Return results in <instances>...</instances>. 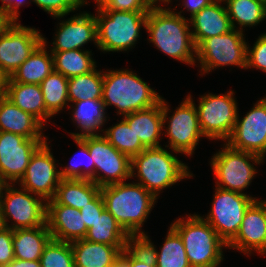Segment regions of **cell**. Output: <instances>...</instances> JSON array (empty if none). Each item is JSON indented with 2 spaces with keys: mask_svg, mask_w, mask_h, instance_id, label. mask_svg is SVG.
<instances>
[{
  "mask_svg": "<svg viewBox=\"0 0 266 267\" xmlns=\"http://www.w3.org/2000/svg\"><path fill=\"white\" fill-rule=\"evenodd\" d=\"M182 11H172L170 7H150L145 29L149 41L164 54L173 59L194 65L196 46L191 35L189 19L181 15Z\"/></svg>",
  "mask_w": 266,
  "mask_h": 267,
  "instance_id": "obj_1",
  "label": "cell"
},
{
  "mask_svg": "<svg viewBox=\"0 0 266 267\" xmlns=\"http://www.w3.org/2000/svg\"><path fill=\"white\" fill-rule=\"evenodd\" d=\"M105 209L127 234H145L141 228L157 198L138 183L121 182L101 187Z\"/></svg>",
  "mask_w": 266,
  "mask_h": 267,
  "instance_id": "obj_2",
  "label": "cell"
},
{
  "mask_svg": "<svg viewBox=\"0 0 266 267\" xmlns=\"http://www.w3.org/2000/svg\"><path fill=\"white\" fill-rule=\"evenodd\" d=\"M172 153L162 146L145 148L131 158V178L137 176L138 184L158 198L161 190L193 177L189 167Z\"/></svg>",
  "mask_w": 266,
  "mask_h": 267,
  "instance_id": "obj_3",
  "label": "cell"
},
{
  "mask_svg": "<svg viewBox=\"0 0 266 267\" xmlns=\"http://www.w3.org/2000/svg\"><path fill=\"white\" fill-rule=\"evenodd\" d=\"M161 97L147 82L127 69L104 72L102 101L114 105L118 115H127L157 105Z\"/></svg>",
  "mask_w": 266,
  "mask_h": 267,
  "instance_id": "obj_4",
  "label": "cell"
},
{
  "mask_svg": "<svg viewBox=\"0 0 266 267\" xmlns=\"http://www.w3.org/2000/svg\"><path fill=\"white\" fill-rule=\"evenodd\" d=\"M176 219L170 226L180 235L191 267H218L227 244L202 216Z\"/></svg>",
  "mask_w": 266,
  "mask_h": 267,
  "instance_id": "obj_5",
  "label": "cell"
},
{
  "mask_svg": "<svg viewBox=\"0 0 266 267\" xmlns=\"http://www.w3.org/2000/svg\"><path fill=\"white\" fill-rule=\"evenodd\" d=\"M97 47L102 52L127 51L136 44L146 26L148 11H115L97 6Z\"/></svg>",
  "mask_w": 266,
  "mask_h": 267,
  "instance_id": "obj_6",
  "label": "cell"
},
{
  "mask_svg": "<svg viewBox=\"0 0 266 267\" xmlns=\"http://www.w3.org/2000/svg\"><path fill=\"white\" fill-rule=\"evenodd\" d=\"M0 209L4 227L12 230L46 224L47 202L26 189L15 188L11 183L0 187ZM9 218L14 222L11 225L8 224Z\"/></svg>",
  "mask_w": 266,
  "mask_h": 267,
  "instance_id": "obj_7",
  "label": "cell"
},
{
  "mask_svg": "<svg viewBox=\"0 0 266 267\" xmlns=\"http://www.w3.org/2000/svg\"><path fill=\"white\" fill-rule=\"evenodd\" d=\"M224 145L221 151L212 156L210 162L218 180L216 187L242 193L257 173L253 164L259 165L264 159L250 152L235 150L226 143Z\"/></svg>",
  "mask_w": 266,
  "mask_h": 267,
  "instance_id": "obj_8",
  "label": "cell"
},
{
  "mask_svg": "<svg viewBox=\"0 0 266 267\" xmlns=\"http://www.w3.org/2000/svg\"><path fill=\"white\" fill-rule=\"evenodd\" d=\"M160 101L162 102L163 126H165V123H168V127L164 129L167 133L164 135L168 137L170 146L165 145V147L171 149L175 154L184 153L185 155L192 156L200 137L204 135L200 129L196 104L191 95L189 94L181 102L170 117H167L170 110L169 105L162 98Z\"/></svg>",
  "mask_w": 266,
  "mask_h": 267,
  "instance_id": "obj_9",
  "label": "cell"
},
{
  "mask_svg": "<svg viewBox=\"0 0 266 267\" xmlns=\"http://www.w3.org/2000/svg\"><path fill=\"white\" fill-rule=\"evenodd\" d=\"M243 36L242 31L232 29L226 34L204 39L196 47V59L201 65V72L209 73L225 65L247 69V42Z\"/></svg>",
  "mask_w": 266,
  "mask_h": 267,
  "instance_id": "obj_10",
  "label": "cell"
},
{
  "mask_svg": "<svg viewBox=\"0 0 266 267\" xmlns=\"http://www.w3.org/2000/svg\"><path fill=\"white\" fill-rule=\"evenodd\" d=\"M233 91L223 95L205 94L196 106L199 125L204 137L226 140L230 137L239 111Z\"/></svg>",
  "mask_w": 266,
  "mask_h": 267,
  "instance_id": "obj_11",
  "label": "cell"
},
{
  "mask_svg": "<svg viewBox=\"0 0 266 267\" xmlns=\"http://www.w3.org/2000/svg\"><path fill=\"white\" fill-rule=\"evenodd\" d=\"M212 208L205 218L228 245L237 235L247 208L256 198L244 193L215 189Z\"/></svg>",
  "mask_w": 266,
  "mask_h": 267,
  "instance_id": "obj_12",
  "label": "cell"
},
{
  "mask_svg": "<svg viewBox=\"0 0 266 267\" xmlns=\"http://www.w3.org/2000/svg\"><path fill=\"white\" fill-rule=\"evenodd\" d=\"M80 138L87 144L95 165V184L104 187L131 178V158L119 152L101 133Z\"/></svg>",
  "mask_w": 266,
  "mask_h": 267,
  "instance_id": "obj_13",
  "label": "cell"
},
{
  "mask_svg": "<svg viewBox=\"0 0 266 267\" xmlns=\"http://www.w3.org/2000/svg\"><path fill=\"white\" fill-rule=\"evenodd\" d=\"M47 139L26 137L0 131V182L15 184L24 176L34 152Z\"/></svg>",
  "mask_w": 266,
  "mask_h": 267,
  "instance_id": "obj_14",
  "label": "cell"
},
{
  "mask_svg": "<svg viewBox=\"0 0 266 267\" xmlns=\"http://www.w3.org/2000/svg\"><path fill=\"white\" fill-rule=\"evenodd\" d=\"M38 30L14 21L0 35V70L9 78L43 42Z\"/></svg>",
  "mask_w": 266,
  "mask_h": 267,
  "instance_id": "obj_15",
  "label": "cell"
},
{
  "mask_svg": "<svg viewBox=\"0 0 266 267\" xmlns=\"http://www.w3.org/2000/svg\"><path fill=\"white\" fill-rule=\"evenodd\" d=\"M226 144L239 151L266 156V97L258 100L242 118L237 114L236 123Z\"/></svg>",
  "mask_w": 266,
  "mask_h": 267,
  "instance_id": "obj_16",
  "label": "cell"
},
{
  "mask_svg": "<svg viewBox=\"0 0 266 267\" xmlns=\"http://www.w3.org/2000/svg\"><path fill=\"white\" fill-rule=\"evenodd\" d=\"M55 162L46 141L32 155L26 172L19 181L20 187L43 198L46 202L52 200L62 180Z\"/></svg>",
  "mask_w": 266,
  "mask_h": 267,
  "instance_id": "obj_17",
  "label": "cell"
},
{
  "mask_svg": "<svg viewBox=\"0 0 266 267\" xmlns=\"http://www.w3.org/2000/svg\"><path fill=\"white\" fill-rule=\"evenodd\" d=\"M227 248L237 249L244 254L257 251L266 254V201L255 200L246 210L236 237Z\"/></svg>",
  "mask_w": 266,
  "mask_h": 267,
  "instance_id": "obj_18",
  "label": "cell"
},
{
  "mask_svg": "<svg viewBox=\"0 0 266 267\" xmlns=\"http://www.w3.org/2000/svg\"><path fill=\"white\" fill-rule=\"evenodd\" d=\"M53 47L50 52H62L83 48L93 41L98 45L97 21L95 15L84 12L59 23Z\"/></svg>",
  "mask_w": 266,
  "mask_h": 267,
  "instance_id": "obj_19",
  "label": "cell"
},
{
  "mask_svg": "<svg viewBox=\"0 0 266 267\" xmlns=\"http://www.w3.org/2000/svg\"><path fill=\"white\" fill-rule=\"evenodd\" d=\"M46 223L51 238L58 241L84 239L88 230L79 209L61 204H47Z\"/></svg>",
  "mask_w": 266,
  "mask_h": 267,
  "instance_id": "obj_20",
  "label": "cell"
},
{
  "mask_svg": "<svg viewBox=\"0 0 266 267\" xmlns=\"http://www.w3.org/2000/svg\"><path fill=\"white\" fill-rule=\"evenodd\" d=\"M222 2H224V0H216L211 5L203 8L196 15L189 18V23L194 29L191 31V35L196 47L204 39L226 34L233 29L227 8L221 5Z\"/></svg>",
  "mask_w": 266,
  "mask_h": 267,
  "instance_id": "obj_21",
  "label": "cell"
},
{
  "mask_svg": "<svg viewBox=\"0 0 266 267\" xmlns=\"http://www.w3.org/2000/svg\"><path fill=\"white\" fill-rule=\"evenodd\" d=\"M43 125L30 113L21 110L5 96L0 98V131L22 135L27 139H47Z\"/></svg>",
  "mask_w": 266,
  "mask_h": 267,
  "instance_id": "obj_22",
  "label": "cell"
},
{
  "mask_svg": "<svg viewBox=\"0 0 266 267\" xmlns=\"http://www.w3.org/2000/svg\"><path fill=\"white\" fill-rule=\"evenodd\" d=\"M130 129L146 148L159 147V137L164 129L162 102L157 105L123 116Z\"/></svg>",
  "mask_w": 266,
  "mask_h": 267,
  "instance_id": "obj_23",
  "label": "cell"
},
{
  "mask_svg": "<svg viewBox=\"0 0 266 267\" xmlns=\"http://www.w3.org/2000/svg\"><path fill=\"white\" fill-rule=\"evenodd\" d=\"M75 267H113L125 246H111L79 239L71 242Z\"/></svg>",
  "mask_w": 266,
  "mask_h": 267,
  "instance_id": "obj_24",
  "label": "cell"
},
{
  "mask_svg": "<svg viewBox=\"0 0 266 267\" xmlns=\"http://www.w3.org/2000/svg\"><path fill=\"white\" fill-rule=\"evenodd\" d=\"M5 97L21 110L33 115L43 125L50 117H53L46 110L40 85L16 83L9 77Z\"/></svg>",
  "mask_w": 266,
  "mask_h": 267,
  "instance_id": "obj_25",
  "label": "cell"
},
{
  "mask_svg": "<svg viewBox=\"0 0 266 267\" xmlns=\"http://www.w3.org/2000/svg\"><path fill=\"white\" fill-rule=\"evenodd\" d=\"M46 41V38H43V42L13 73L10 78L14 82L40 85L54 71L53 56L47 51Z\"/></svg>",
  "mask_w": 266,
  "mask_h": 267,
  "instance_id": "obj_26",
  "label": "cell"
},
{
  "mask_svg": "<svg viewBox=\"0 0 266 267\" xmlns=\"http://www.w3.org/2000/svg\"><path fill=\"white\" fill-rule=\"evenodd\" d=\"M100 189L91 180L62 179L54 198L47 201V204H61L80 210L100 193Z\"/></svg>",
  "mask_w": 266,
  "mask_h": 267,
  "instance_id": "obj_27",
  "label": "cell"
},
{
  "mask_svg": "<svg viewBox=\"0 0 266 267\" xmlns=\"http://www.w3.org/2000/svg\"><path fill=\"white\" fill-rule=\"evenodd\" d=\"M51 239L47 223L36 228L13 230V248L15 259L40 260L45 245Z\"/></svg>",
  "mask_w": 266,
  "mask_h": 267,
  "instance_id": "obj_28",
  "label": "cell"
},
{
  "mask_svg": "<svg viewBox=\"0 0 266 267\" xmlns=\"http://www.w3.org/2000/svg\"><path fill=\"white\" fill-rule=\"evenodd\" d=\"M72 110V121L78 125L81 133H70L71 137H82L87 135H99L98 129L106 123L107 116L102 100H85L74 102Z\"/></svg>",
  "mask_w": 266,
  "mask_h": 267,
  "instance_id": "obj_29",
  "label": "cell"
},
{
  "mask_svg": "<svg viewBox=\"0 0 266 267\" xmlns=\"http://www.w3.org/2000/svg\"><path fill=\"white\" fill-rule=\"evenodd\" d=\"M225 2V3H224ZM233 29L256 26L266 18V0H224ZM236 21V22H235ZM243 27V28H242Z\"/></svg>",
  "mask_w": 266,
  "mask_h": 267,
  "instance_id": "obj_30",
  "label": "cell"
},
{
  "mask_svg": "<svg viewBox=\"0 0 266 267\" xmlns=\"http://www.w3.org/2000/svg\"><path fill=\"white\" fill-rule=\"evenodd\" d=\"M127 236L128 234L118 224L114 216L104 209L87 230L84 239L111 246H125Z\"/></svg>",
  "mask_w": 266,
  "mask_h": 267,
  "instance_id": "obj_31",
  "label": "cell"
},
{
  "mask_svg": "<svg viewBox=\"0 0 266 267\" xmlns=\"http://www.w3.org/2000/svg\"><path fill=\"white\" fill-rule=\"evenodd\" d=\"M51 53L54 71L61 73L66 78L86 74L97 67L89 50L75 49Z\"/></svg>",
  "mask_w": 266,
  "mask_h": 267,
  "instance_id": "obj_32",
  "label": "cell"
},
{
  "mask_svg": "<svg viewBox=\"0 0 266 267\" xmlns=\"http://www.w3.org/2000/svg\"><path fill=\"white\" fill-rule=\"evenodd\" d=\"M103 71L96 68L86 74L68 78V101L102 100Z\"/></svg>",
  "mask_w": 266,
  "mask_h": 267,
  "instance_id": "obj_33",
  "label": "cell"
},
{
  "mask_svg": "<svg viewBox=\"0 0 266 267\" xmlns=\"http://www.w3.org/2000/svg\"><path fill=\"white\" fill-rule=\"evenodd\" d=\"M46 110L53 116L63 110L68 101V78L53 71L41 83Z\"/></svg>",
  "mask_w": 266,
  "mask_h": 267,
  "instance_id": "obj_34",
  "label": "cell"
},
{
  "mask_svg": "<svg viewBox=\"0 0 266 267\" xmlns=\"http://www.w3.org/2000/svg\"><path fill=\"white\" fill-rule=\"evenodd\" d=\"M103 133L102 135L109 143L130 158L141 153L146 148L124 119L105 129Z\"/></svg>",
  "mask_w": 266,
  "mask_h": 267,
  "instance_id": "obj_35",
  "label": "cell"
},
{
  "mask_svg": "<svg viewBox=\"0 0 266 267\" xmlns=\"http://www.w3.org/2000/svg\"><path fill=\"white\" fill-rule=\"evenodd\" d=\"M160 251L156 267H191L180 235L170 226Z\"/></svg>",
  "mask_w": 266,
  "mask_h": 267,
  "instance_id": "obj_36",
  "label": "cell"
},
{
  "mask_svg": "<svg viewBox=\"0 0 266 267\" xmlns=\"http://www.w3.org/2000/svg\"><path fill=\"white\" fill-rule=\"evenodd\" d=\"M39 261L41 267H75L71 243L51 238Z\"/></svg>",
  "mask_w": 266,
  "mask_h": 267,
  "instance_id": "obj_37",
  "label": "cell"
},
{
  "mask_svg": "<svg viewBox=\"0 0 266 267\" xmlns=\"http://www.w3.org/2000/svg\"><path fill=\"white\" fill-rule=\"evenodd\" d=\"M125 250L138 262L156 265L157 250L147 234H128Z\"/></svg>",
  "mask_w": 266,
  "mask_h": 267,
  "instance_id": "obj_38",
  "label": "cell"
},
{
  "mask_svg": "<svg viewBox=\"0 0 266 267\" xmlns=\"http://www.w3.org/2000/svg\"><path fill=\"white\" fill-rule=\"evenodd\" d=\"M72 139L75 140L76 144L80 147V150H81L80 153H82L83 156L85 155L86 156L85 158L88 159V161H86L87 162L86 165L88 167L85 166V164L82 165V162H80V163L77 162L76 161L77 155H75L72 158V160L70 161V165L68 167L66 166L62 170H59L62 179L91 180L95 183V165H94V163H92V159H91V156L89 154L87 144L80 137H73ZM73 159L76 161V163L74 162ZM83 166H84V168H83Z\"/></svg>",
  "mask_w": 266,
  "mask_h": 267,
  "instance_id": "obj_39",
  "label": "cell"
},
{
  "mask_svg": "<svg viewBox=\"0 0 266 267\" xmlns=\"http://www.w3.org/2000/svg\"><path fill=\"white\" fill-rule=\"evenodd\" d=\"M42 10L55 18H62L70 12L88 4L87 0H31Z\"/></svg>",
  "mask_w": 266,
  "mask_h": 267,
  "instance_id": "obj_40",
  "label": "cell"
},
{
  "mask_svg": "<svg viewBox=\"0 0 266 267\" xmlns=\"http://www.w3.org/2000/svg\"><path fill=\"white\" fill-rule=\"evenodd\" d=\"M253 48L247 45V66L266 72V33L260 35Z\"/></svg>",
  "mask_w": 266,
  "mask_h": 267,
  "instance_id": "obj_41",
  "label": "cell"
},
{
  "mask_svg": "<svg viewBox=\"0 0 266 267\" xmlns=\"http://www.w3.org/2000/svg\"><path fill=\"white\" fill-rule=\"evenodd\" d=\"M101 9L115 11H149L150 5L146 0H94Z\"/></svg>",
  "mask_w": 266,
  "mask_h": 267,
  "instance_id": "obj_42",
  "label": "cell"
},
{
  "mask_svg": "<svg viewBox=\"0 0 266 267\" xmlns=\"http://www.w3.org/2000/svg\"><path fill=\"white\" fill-rule=\"evenodd\" d=\"M14 258L13 230L3 227L0 230V267H6Z\"/></svg>",
  "mask_w": 266,
  "mask_h": 267,
  "instance_id": "obj_43",
  "label": "cell"
},
{
  "mask_svg": "<svg viewBox=\"0 0 266 267\" xmlns=\"http://www.w3.org/2000/svg\"><path fill=\"white\" fill-rule=\"evenodd\" d=\"M104 209L105 204L101 193H99L92 201L80 209L83 222L85 223L87 229L92 226Z\"/></svg>",
  "mask_w": 266,
  "mask_h": 267,
  "instance_id": "obj_44",
  "label": "cell"
},
{
  "mask_svg": "<svg viewBox=\"0 0 266 267\" xmlns=\"http://www.w3.org/2000/svg\"><path fill=\"white\" fill-rule=\"evenodd\" d=\"M1 2L2 5L0 6V9H3L13 21H18L19 7L23 5L26 0H1Z\"/></svg>",
  "mask_w": 266,
  "mask_h": 267,
  "instance_id": "obj_45",
  "label": "cell"
},
{
  "mask_svg": "<svg viewBox=\"0 0 266 267\" xmlns=\"http://www.w3.org/2000/svg\"><path fill=\"white\" fill-rule=\"evenodd\" d=\"M216 0H184L183 6L190 12V16L193 17L203 8L211 5Z\"/></svg>",
  "mask_w": 266,
  "mask_h": 267,
  "instance_id": "obj_46",
  "label": "cell"
},
{
  "mask_svg": "<svg viewBox=\"0 0 266 267\" xmlns=\"http://www.w3.org/2000/svg\"><path fill=\"white\" fill-rule=\"evenodd\" d=\"M120 257L129 265V267H156V265H148L136 261L126 250L121 253Z\"/></svg>",
  "mask_w": 266,
  "mask_h": 267,
  "instance_id": "obj_47",
  "label": "cell"
},
{
  "mask_svg": "<svg viewBox=\"0 0 266 267\" xmlns=\"http://www.w3.org/2000/svg\"><path fill=\"white\" fill-rule=\"evenodd\" d=\"M6 267H41L40 261L13 259Z\"/></svg>",
  "mask_w": 266,
  "mask_h": 267,
  "instance_id": "obj_48",
  "label": "cell"
},
{
  "mask_svg": "<svg viewBox=\"0 0 266 267\" xmlns=\"http://www.w3.org/2000/svg\"><path fill=\"white\" fill-rule=\"evenodd\" d=\"M13 22L14 21L6 14V12L3 9H0V35L3 34Z\"/></svg>",
  "mask_w": 266,
  "mask_h": 267,
  "instance_id": "obj_49",
  "label": "cell"
},
{
  "mask_svg": "<svg viewBox=\"0 0 266 267\" xmlns=\"http://www.w3.org/2000/svg\"><path fill=\"white\" fill-rule=\"evenodd\" d=\"M8 77L0 70V98L5 96Z\"/></svg>",
  "mask_w": 266,
  "mask_h": 267,
  "instance_id": "obj_50",
  "label": "cell"
},
{
  "mask_svg": "<svg viewBox=\"0 0 266 267\" xmlns=\"http://www.w3.org/2000/svg\"><path fill=\"white\" fill-rule=\"evenodd\" d=\"M148 2V4L151 6V7H157V6H160V5H157V3L159 2H164V4H168V3H171L172 0H146Z\"/></svg>",
  "mask_w": 266,
  "mask_h": 267,
  "instance_id": "obj_51",
  "label": "cell"
},
{
  "mask_svg": "<svg viewBox=\"0 0 266 267\" xmlns=\"http://www.w3.org/2000/svg\"><path fill=\"white\" fill-rule=\"evenodd\" d=\"M113 267H129V265L120 257L115 263Z\"/></svg>",
  "mask_w": 266,
  "mask_h": 267,
  "instance_id": "obj_52",
  "label": "cell"
},
{
  "mask_svg": "<svg viewBox=\"0 0 266 267\" xmlns=\"http://www.w3.org/2000/svg\"><path fill=\"white\" fill-rule=\"evenodd\" d=\"M4 227L3 221H2V215H1V209H0V230Z\"/></svg>",
  "mask_w": 266,
  "mask_h": 267,
  "instance_id": "obj_53",
  "label": "cell"
}]
</instances>
